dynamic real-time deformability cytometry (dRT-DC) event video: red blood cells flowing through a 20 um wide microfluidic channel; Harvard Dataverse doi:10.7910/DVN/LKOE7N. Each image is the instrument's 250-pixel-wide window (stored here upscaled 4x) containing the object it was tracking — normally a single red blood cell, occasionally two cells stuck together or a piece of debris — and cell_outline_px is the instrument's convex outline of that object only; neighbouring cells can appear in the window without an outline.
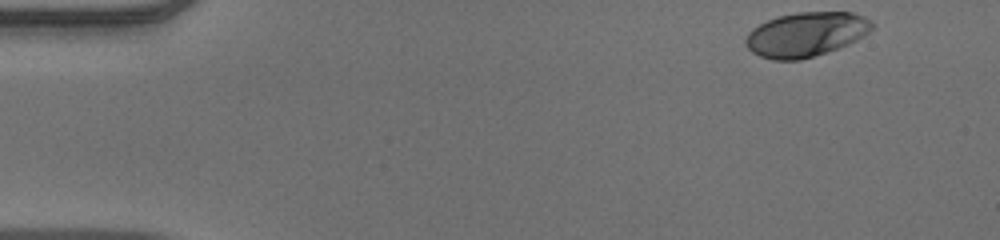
{"species": "human", "species_latin": "Homo sapiens", "temperature_condition": "warm", "stored_images_in_passage": 49, "camera_frame_rate_fps": 3000, "um_per_image_px": 0.085, "donor": {"sex": "male"}, "frame": {"image": 1, "passage_image": 1, "time_ms": 0.0, "image_size_px": [1000, 240], "cell_outline_px": [[876, 28], [864, 36], [848, 44], [800, 60], [772, 60], [760, 56], [752, 52], [744, 44], [744, 40], [748, 32], [752, 28], [776, 16], [796, 12], [852, 12], [864, 16]], "centroid_in_image_um": [68.49, 2.91], "position_along_channel_um": 16.5, "area_um2": 32.77}}
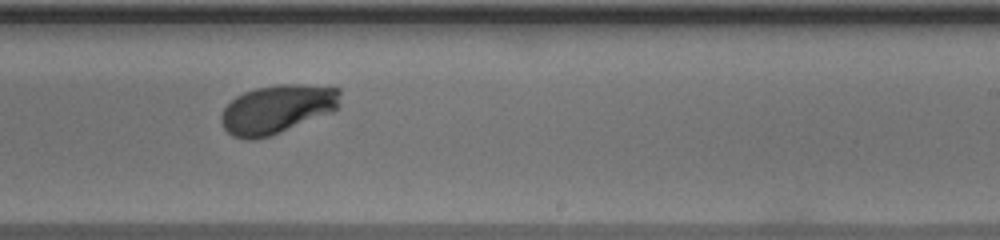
{"frame": {"image": 2, "passage_image": 29, "time_ms": 9.333, "image_size_px": [1000, 240], "cell_outline_px": [[340, 108], [332, 112], [280, 132], [268, 136], [252, 140], [248, 140], [232, 136], [224, 128], [220, 120], [220, 116], [224, 108], [236, 96], [244, 92], [256, 88], [280, 84], [300, 84], [340, 88]], "centroid_in_image_um": [23.56, 9.27], "position_along_channel_um": 265.4, "area_um2": 33.76}}
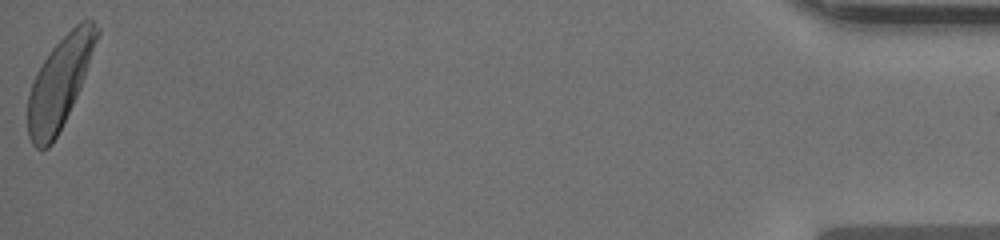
{"frame": {"image": 3, "passage_image": 49, "time_ms": 16.0, "image_size_px": [1000, 240], "cell_outline_px": [[100, 32], [80, 88], [52, 144], [48, 148], [36, 148], [32, 144], [28, 136], [28, 96], [36, 72], [52, 48], [76, 24], [84, 20], [92, 20], [100, 28]], "centroid_in_image_um": [5.06, 7.02], "position_along_channel_um": 430.1, "area_um2": 35.6}, "authors_computed_cell_mechanics": {"area_um2": 33.7552, "velocity_mm_per_s": 3.9067, "shape_relaxation_time_tau1_ms": 3.7168, "shape_relaxation_time_tau2_ms": null, "deformation_change_tau1": 0.1955, "deformation_change_tau2": null}}